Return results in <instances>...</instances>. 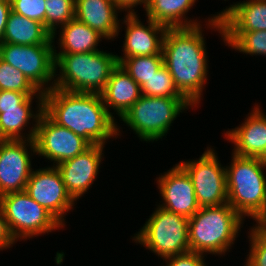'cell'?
<instances>
[{"mask_svg": "<svg viewBox=\"0 0 266 266\" xmlns=\"http://www.w3.org/2000/svg\"><path fill=\"white\" fill-rule=\"evenodd\" d=\"M43 112L57 125L68 128L91 145H105L111 137L117 138L121 133L101 94L52 88L44 93Z\"/></svg>", "mask_w": 266, "mask_h": 266, "instance_id": "6da1fadb", "label": "cell"}, {"mask_svg": "<svg viewBox=\"0 0 266 266\" xmlns=\"http://www.w3.org/2000/svg\"><path fill=\"white\" fill-rule=\"evenodd\" d=\"M202 25L168 28L162 54L179 92L195 107L200 103L207 82L208 57Z\"/></svg>", "mask_w": 266, "mask_h": 266, "instance_id": "7a4b0ae2", "label": "cell"}, {"mask_svg": "<svg viewBox=\"0 0 266 266\" xmlns=\"http://www.w3.org/2000/svg\"><path fill=\"white\" fill-rule=\"evenodd\" d=\"M54 56V88L69 92L101 94L118 65L117 54L103 50Z\"/></svg>", "mask_w": 266, "mask_h": 266, "instance_id": "3957f363", "label": "cell"}, {"mask_svg": "<svg viewBox=\"0 0 266 266\" xmlns=\"http://www.w3.org/2000/svg\"><path fill=\"white\" fill-rule=\"evenodd\" d=\"M244 220L228 203L200 207L189 218L190 251L225 256L235 243Z\"/></svg>", "mask_w": 266, "mask_h": 266, "instance_id": "277c9868", "label": "cell"}, {"mask_svg": "<svg viewBox=\"0 0 266 266\" xmlns=\"http://www.w3.org/2000/svg\"><path fill=\"white\" fill-rule=\"evenodd\" d=\"M225 167L228 204L243 218L258 219L266 209V165L255 157L232 153Z\"/></svg>", "mask_w": 266, "mask_h": 266, "instance_id": "5b68a950", "label": "cell"}, {"mask_svg": "<svg viewBox=\"0 0 266 266\" xmlns=\"http://www.w3.org/2000/svg\"><path fill=\"white\" fill-rule=\"evenodd\" d=\"M194 106L186 98L149 97L141 95L120 118L140 141H158L168 133L180 112ZM187 109V110H186Z\"/></svg>", "mask_w": 266, "mask_h": 266, "instance_id": "8992f818", "label": "cell"}, {"mask_svg": "<svg viewBox=\"0 0 266 266\" xmlns=\"http://www.w3.org/2000/svg\"><path fill=\"white\" fill-rule=\"evenodd\" d=\"M132 240L164 259L190 251L189 218L159 206Z\"/></svg>", "mask_w": 266, "mask_h": 266, "instance_id": "52a82bcc", "label": "cell"}, {"mask_svg": "<svg viewBox=\"0 0 266 266\" xmlns=\"http://www.w3.org/2000/svg\"><path fill=\"white\" fill-rule=\"evenodd\" d=\"M0 204L12 237L26 240L64 226L23 190L0 197Z\"/></svg>", "mask_w": 266, "mask_h": 266, "instance_id": "ba28073f", "label": "cell"}, {"mask_svg": "<svg viewBox=\"0 0 266 266\" xmlns=\"http://www.w3.org/2000/svg\"><path fill=\"white\" fill-rule=\"evenodd\" d=\"M55 45L0 43V59L20 70L41 92L54 88Z\"/></svg>", "mask_w": 266, "mask_h": 266, "instance_id": "9c48e42d", "label": "cell"}, {"mask_svg": "<svg viewBox=\"0 0 266 266\" xmlns=\"http://www.w3.org/2000/svg\"><path fill=\"white\" fill-rule=\"evenodd\" d=\"M218 159L210 146L197 160L178 163L188 173L200 207L228 203L226 169Z\"/></svg>", "mask_w": 266, "mask_h": 266, "instance_id": "30bf717a", "label": "cell"}, {"mask_svg": "<svg viewBox=\"0 0 266 266\" xmlns=\"http://www.w3.org/2000/svg\"><path fill=\"white\" fill-rule=\"evenodd\" d=\"M34 141L36 155L50 160L53 166L82 154L92 146L73 131L57 125L44 112L38 120Z\"/></svg>", "mask_w": 266, "mask_h": 266, "instance_id": "8fae6325", "label": "cell"}, {"mask_svg": "<svg viewBox=\"0 0 266 266\" xmlns=\"http://www.w3.org/2000/svg\"><path fill=\"white\" fill-rule=\"evenodd\" d=\"M25 191L65 227V214L73 209L76 201L66 190L56 166L33 169Z\"/></svg>", "mask_w": 266, "mask_h": 266, "instance_id": "7c38bea8", "label": "cell"}, {"mask_svg": "<svg viewBox=\"0 0 266 266\" xmlns=\"http://www.w3.org/2000/svg\"><path fill=\"white\" fill-rule=\"evenodd\" d=\"M34 154V139L0 140V197L25 190L33 171L31 157Z\"/></svg>", "mask_w": 266, "mask_h": 266, "instance_id": "4fadbf2b", "label": "cell"}, {"mask_svg": "<svg viewBox=\"0 0 266 266\" xmlns=\"http://www.w3.org/2000/svg\"><path fill=\"white\" fill-rule=\"evenodd\" d=\"M156 183L163 198L159 207L187 218L200 209L192 181L178 163L157 177Z\"/></svg>", "mask_w": 266, "mask_h": 266, "instance_id": "5bb4252c", "label": "cell"}, {"mask_svg": "<svg viewBox=\"0 0 266 266\" xmlns=\"http://www.w3.org/2000/svg\"><path fill=\"white\" fill-rule=\"evenodd\" d=\"M104 146L92 145L82 154L59 163L56 167L60 171L66 190L77 201L97 179L100 164L103 161Z\"/></svg>", "mask_w": 266, "mask_h": 266, "instance_id": "9a60e30c", "label": "cell"}, {"mask_svg": "<svg viewBox=\"0 0 266 266\" xmlns=\"http://www.w3.org/2000/svg\"><path fill=\"white\" fill-rule=\"evenodd\" d=\"M138 14H126L122 25L124 24L125 41H123L122 51L124 56L117 58H129L134 56L163 55L162 45L166 30V26L156 23L151 19L146 20L147 26L143 25Z\"/></svg>", "mask_w": 266, "mask_h": 266, "instance_id": "2e32d148", "label": "cell"}, {"mask_svg": "<svg viewBox=\"0 0 266 266\" xmlns=\"http://www.w3.org/2000/svg\"><path fill=\"white\" fill-rule=\"evenodd\" d=\"M252 109L241 125L224 133V138L235 145L232 153L258 158L266 147V115L260 105Z\"/></svg>", "mask_w": 266, "mask_h": 266, "instance_id": "e0dca14e", "label": "cell"}, {"mask_svg": "<svg viewBox=\"0 0 266 266\" xmlns=\"http://www.w3.org/2000/svg\"><path fill=\"white\" fill-rule=\"evenodd\" d=\"M119 10L113 0H75V18L97 31L105 40L118 37L122 28L121 20H118Z\"/></svg>", "mask_w": 266, "mask_h": 266, "instance_id": "ac0fdd59", "label": "cell"}, {"mask_svg": "<svg viewBox=\"0 0 266 266\" xmlns=\"http://www.w3.org/2000/svg\"><path fill=\"white\" fill-rule=\"evenodd\" d=\"M141 95L140 86L119 63L112 70L107 85L101 93L104 105L114 119V113L110 112L111 109L121 118L138 101Z\"/></svg>", "mask_w": 266, "mask_h": 266, "instance_id": "d6986e66", "label": "cell"}, {"mask_svg": "<svg viewBox=\"0 0 266 266\" xmlns=\"http://www.w3.org/2000/svg\"><path fill=\"white\" fill-rule=\"evenodd\" d=\"M34 96H29L19 107L0 109V140H31L35 138L38 120L43 113V104H37L34 113ZM34 121L32 127L23 133L24 129L31 125L30 120ZM25 127V128H24ZM26 135V136H25Z\"/></svg>", "mask_w": 266, "mask_h": 266, "instance_id": "ffe728a7", "label": "cell"}, {"mask_svg": "<svg viewBox=\"0 0 266 266\" xmlns=\"http://www.w3.org/2000/svg\"><path fill=\"white\" fill-rule=\"evenodd\" d=\"M217 15L223 31L266 30V0L233 3Z\"/></svg>", "mask_w": 266, "mask_h": 266, "instance_id": "44dd1931", "label": "cell"}, {"mask_svg": "<svg viewBox=\"0 0 266 266\" xmlns=\"http://www.w3.org/2000/svg\"><path fill=\"white\" fill-rule=\"evenodd\" d=\"M1 43L54 45L52 34L39 21L10 12Z\"/></svg>", "mask_w": 266, "mask_h": 266, "instance_id": "7402d4cb", "label": "cell"}, {"mask_svg": "<svg viewBox=\"0 0 266 266\" xmlns=\"http://www.w3.org/2000/svg\"><path fill=\"white\" fill-rule=\"evenodd\" d=\"M60 29L58 39V53L54 47V54H75L100 51L98 43L105 39L97 31L73 18Z\"/></svg>", "mask_w": 266, "mask_h": 266, "instance_id": "603a6c76", "label": "cell"}, {"mask_svg": "<svg viewBox=\"0 0 266 266\" xmlns=\"http://www.w3.org/2000/svg\"><path fill=\"white\" fill-rule=\"evenodd\" d=\"M197 0H148L145 11L148 19L167 28L200 26L198 20L186 16ZM187 17V18H186Z\"/></svg>", "mask_w": 266, "mask_h": 266, "instance_id": "cb8c5ba5", "label": "cell"}, {"mask_svg": "<svg viewBox=\"0 0 266 266\" xmlns=\"http://www.w3.org/2000/svg\"><path fill=\"white\" fill-rule=\"evenodd\" d=\"M207 28L217 31L224 43L236 51L251 56H266V30L258 31H223L221 20L214 14L206 21ZM209 26V27H208Z\"/></svg>", "mask_w": 266, "mask_h": 266, "instance_id": "d4e9b609", "label": "cell"}, {"mask_svg": "<svg viewBox=\"0 0 266 266\" xmlns=\"http://www.w3.org/2000/svg\"><path fill=\"white\" fill-rule=\"evenodd\" d=\"M118 63L139 85H143L164 64L163 55L117 58Z\"/></svg>", "mask_w": 266, "mask_h": 266, "instance_id": "484cf974", "label": "cell"}, {"mask_svg": "<svg viewBox=\"0 0 266 266\" xmlns=\"http://www.w3.org/2000/svg\"><path fill=\"white\" fill-rule=\"evenodd\" d=\"M140 88L141 94L149 97L185 98L175 86L174 80L164 64Z\"/></svg>", "mask_w": 266, "mask_h": 266, "instance_id": "4316f807", "label": "cell"}, {"mask_svg": "<svg viewBox=\"0 0 266 266\" xmlns=\"http://www.w3.org/2000/svg\"><path fill=\"white\" fill-rule=\"evenodd\" d=\"M45 8V27L55 41L57 28L75 17V0H46Z\"/></svg>", "mask_w": 266, "mask_h": 266, "instance_id": "83f0119b", "label": "cell"}, {"mask_svg": "<svg viewBox=\"0 0 266 266\" xmlns=\"http://www.w3.org/2000/svg\"><path fill=\"white\" fill-rule=\"evenodd\" d=\"M0 90L21 93H43L39 91L25 75L0 59Z\"/></svg>", "mask_w": 266, "mask_h": 266, "instance_id": "f1b7e54d", "label": "cell"}, {"mask_svg": "<svg viewBox=\"0 0 266 266\" xmlns=\"http://www.w3.org/2000/svg\"><path fill=\"white\" fill-rule=\"evenodd\" d=\"M254 222L256 224L248 231L250 252L244 266H266V223L257 219Z\"/></svg>", "mask_w": 266, "mask_h": 266, "instance_id": "f546056e", "label": "cell"}, {"mask_svg": "<svg viewBox=\"0 0 266 266\" xmlns=\"http://www.w3.org/2000/svg\"><path fill=\"white\" fill-rule=\"evenodd\" d=\"M11 11L45 26L46 0H10Z\"/></svg>", "mask_w": 266, "mask_h": 266, "instance_id": "4dcf8cb0", "label": "cell"}, {"mask_svg": "<svg viewBox=\"0 0 266 266\" xmlns=\"http://www.w3.org/2000/svg\"><path fill=\"white\" fill-rule=\"evenodd\" d=\"M29 96H35L38 104H43L44 93H21L18 91L0 90V109L19 107Z\"/></svg>", "mask_w": 266, "mask_h": 266, "instance_id": "1f68e13d", "label": "cell"}, {"mask_svg": "<svg viewBox=\"0 0 266 266\" xmlns=\"http://www.w3.org/2000/svg\"><path fill=\"white\" fill-rule=\"evenodd\" d=\"M204 256L206 255L202 253L188 251L164 258L163 260L167 262L166 266H207Z\"/></svg>", "mask_w": 266, "mask_h": 266, "instance_id": "d6a6232c", "label": "cell"}, {"mask_svg": "<svg viewBox=\"0 0 266 266\" xmlns=\"http://www.w3.org/2000/svg\"><path fill=\"white\" fill-rule=\"evenodd\" d=\"M15 243L16 240L12 237L9 231L7 221L0 204V251L12 247Z\"/></svg>", "mask_w": 266, "mask_h": 266, "instance_id": "836d02e7", "label": "cell"}, {"mask_svg": "<svg viewBox=\"0 0 266 266\" xmlns=\"http://www.w3.org/2000/svg\"><path fill=\"white\" fill-rule=\"evenodd\" d=\"M113 2L120 11H125L126 14H136L137 12L133 8H136L138 5H143L145 10L148 0H113Z\"/></svg>", "mask_w": 266, "mask_h": 266, "instance_id": "e575fe53", "label": "cell"}, {"mask_svg": "<svg viewBox=\"0 0 266 266\" xmlns=\"http://www.w3.org/2000/svg\"><path fill=\"white\" fill-rule=\"evenodd\" d=\"M11 12L10 0H0V43L2 42L5 26Z\"/></svg>", "mask_w": 266, "mask_h": 266, "instance_id": "d590c367", "label": "cell"}, {"mask_svg": "<svg viewBox=\"0 0 266 266\" xmlns=\"http://www.w3.org/2000/svg\"><path fill=\"white\" fill-rule=\"evenodd\" d=\"M258 159H259L263 164L266 165V147H265L263 153L258 157Z\"/></svg>", "mask_w": 266, "mask_h": 266, "instance_id": "8d00e7d4", "label": "cell"}, {"mask_svg": "<svg viewBox=\"0 0 266 266\" xmlns=\"http://www.w3.org/2000/svg\"><path fill=\"white\" fill-rule=\"evenodd\" d=\"M257 220L260 221V222L266 223V209L263 212V214Z\"/></svg>", "mask_w": 266, "mask_h": 266, "instance_id": "74e56055", "label": "cell"}]
</instances>
